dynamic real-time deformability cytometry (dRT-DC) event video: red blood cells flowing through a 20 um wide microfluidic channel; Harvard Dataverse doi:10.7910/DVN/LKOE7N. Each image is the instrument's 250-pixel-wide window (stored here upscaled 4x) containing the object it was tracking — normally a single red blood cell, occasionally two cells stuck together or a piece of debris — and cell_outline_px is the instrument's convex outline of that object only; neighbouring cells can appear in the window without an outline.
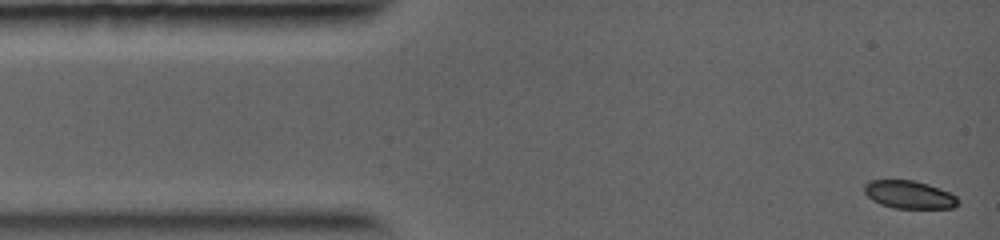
{"species": "common noctule bat (a hibernating species)", "species_latin": "Nyctalus noctula", "temperature_condition": "warm", "stored_images_in_passage": 42, "camera_frame_rate_fps": 5000, "um_per_image_px": 0.085, "animal": {"sex": "female", "body_mass_g": 19.0, "forearm_length_mm": 56.7}, "frame": {"image": 1, "passage_image": 1, "time_ms": 0.0, "image_size_px": [1000, 240], "cell_outline_px": [[960, 204], [952, 208], [892, 208], [880, 204], [872, 200], [864, 192], [864, 184], [872, 180], [912, 180], [928, 184], [940, 188], [956, 196], [960, 200]], "centroid_in_image_um": [77.29, 16.55], "position_along_channel_um": 7.7, "area_um2": 15.32}}
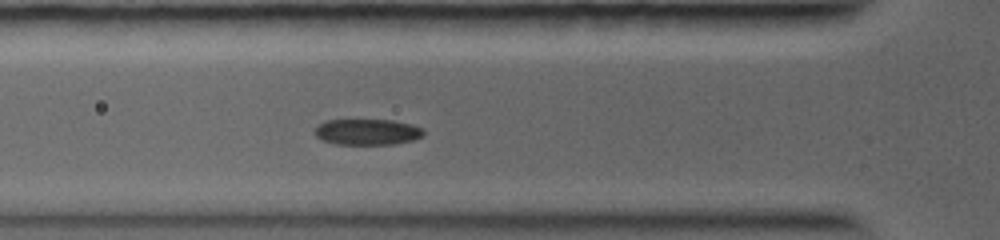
{"frame": {"image": 2, "passage_image": 14, "time_ms": 3.4, "image_size_px": [1000, 240], "cell_outline_px": [[424, 136], [412, 140], [392, 144], [336, 144], [324, 140], [316, 136], [316, 128], [324, 120], [392, 120], [412, 124], [424, 128]], "centroid_in_image_um": [31.27, 11.21], "position_along_channel_um": 94.5, "area_um2": 16.36}}
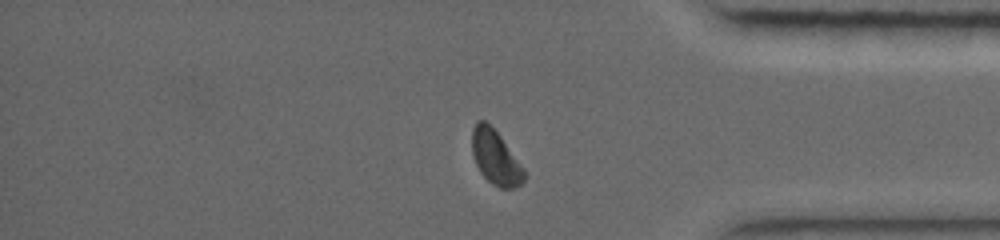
{"frame": {"image": 3, "passage_image": 38, "time_ms": 9.8, "image_size_px": [1000, 240], "cell_outline_px": [[528, 176], [516, 188], [500, 188], [492, 184], [480, 172], [476, 164], [472, 152], [472, 128], [476, 120], [484, 120], [500, 136], [524, 168]], "centroid_in_image_um": [42.13, 13.4], "position_along_channel_um": 393.1, "area_um2": 16.47}}